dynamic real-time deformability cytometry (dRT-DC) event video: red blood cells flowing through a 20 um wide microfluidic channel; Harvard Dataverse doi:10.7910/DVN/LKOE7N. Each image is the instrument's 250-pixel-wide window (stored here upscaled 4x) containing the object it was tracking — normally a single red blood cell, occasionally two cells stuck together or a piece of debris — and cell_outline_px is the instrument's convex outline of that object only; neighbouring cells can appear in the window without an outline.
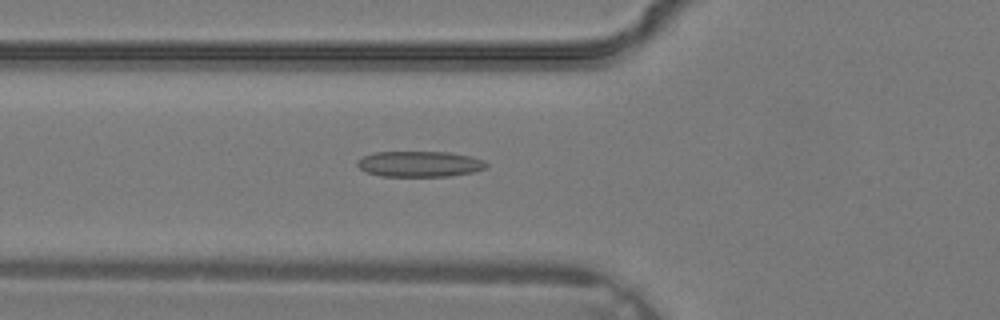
{"species": "common noctule bat (a hibernating species)", "species_latin": "Nyctalus noctula", "temperature_condition": "warm", "stored_images_in_passage": 37, "camera_frame_rate_fps": 3000, "um_per_image_px": 0.085, "animal": {"sex": "male", "body_mass_g": 19.2, "forearm_length_mm": 51.8}, "frame": {"image": 1, "passage_image": 14, "time_ms": 4.333, "image_size_px": [1000, 320], "cell_outline_px": [[488, 168], [472, 172], [452, 176], [380, 176], [364, 172], [356, 164], [356, 160], [364, 156], [376, 152], [448, 152], [472, 156], [484, 160], [488, 164]], "centroid_in_image_um": [35.68, 13.94], "position_along_channel_um": 90.1, "area_um2": 19.54}}
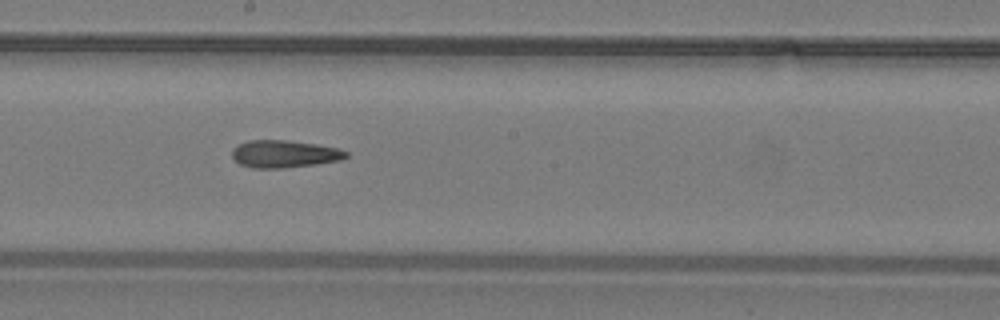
{"frame": {"image": 2, "passage_image": 21, "time_ms": 6.667, "image_size_px": [1000, 320], "cell_outline_px": [[348, 156], [340, 160], [316, 164], [284, 168], [252, 168], [240, 164], [232, 156], [232, 148], [248, 140], [284, 140], [316, 144], [340, 148], [348, 152]], "centroid_in_image_um": [24.18, 13.08], "position_along_channel_um": 224.0, "area_um2": 18.21}}
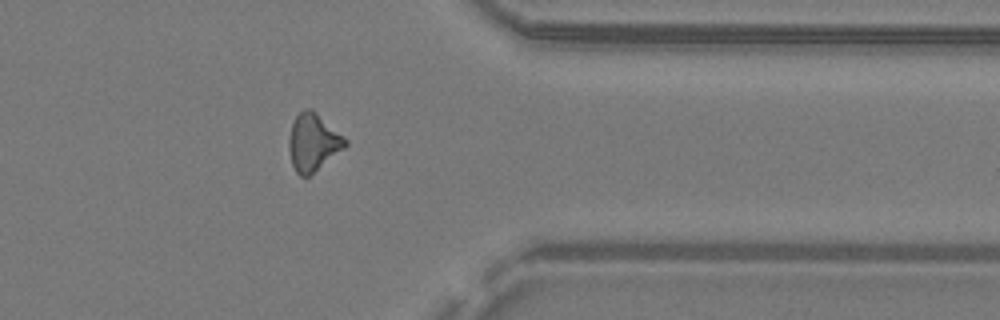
{"frame": {"image": 3, "passage_image": 30, "time_ms": 9.667, "image_size_px": [1000, 320], "cell_outline_px": [[348, 144], [344, 148], [308, 176], [300, 176], [296, 172], [292, 164], [288, 148], [288, 140], [292, 124], [296, 116], [304, 108], [312, 108], [344, 136], [348, 140]], "centroid_in_image_um": [26.6, 12.07], "position_along_channel_um": 384.8, "area_um2": 18.73}}